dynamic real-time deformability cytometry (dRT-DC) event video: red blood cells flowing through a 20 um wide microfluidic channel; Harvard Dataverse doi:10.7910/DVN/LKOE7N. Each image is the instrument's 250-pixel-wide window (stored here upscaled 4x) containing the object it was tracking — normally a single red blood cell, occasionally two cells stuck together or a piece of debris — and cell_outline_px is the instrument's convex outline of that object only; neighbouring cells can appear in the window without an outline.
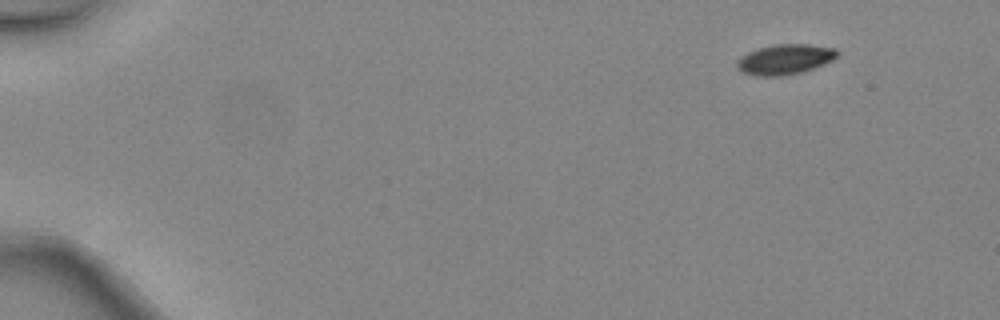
{"species": "common noctule bat (a hibernating species)", "species_latin": "Nyctalus noctula", "temperature_condition": "warm", "stored_images_in_passage": 3, "camera_frame_rate_fps": 3000, "um_per_image_px": 0.085, "animal": {"sex": "female", "body_mass_g": 24.6, "forearm_length_mm": 56.2}, "frame": {"image": 1, "passage_image": 1, "time_ms": 0.0, "image_size_px": [1000, 320], "cell_outline_px": [[840, 52], [832, 60], [824, 64], [804, 72], [784, 76], [756, 76], [744, 72], [736, 68], [736, 60], [740, 56], [748, 52], [772, 44], [808, 44], [836, 48]], "centroid_in_image_um": [66.72, 5.05], "position_along_channel_um": 18.3, "area_um2": 17.86}}
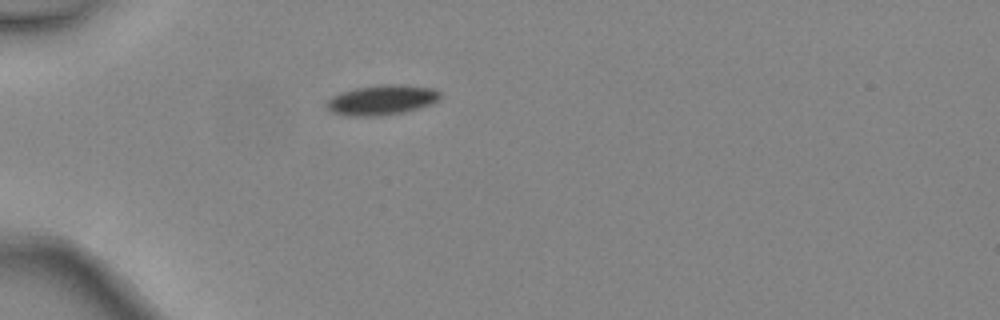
{"frame": {"image": 2, "passage_image": 3, "time_ms": 0.667, "image_size_px": [1000, 320], "cell_outline_px": [[440, 96], [432, 104], [404, 112], [380, 116], [348, 116], [332, 112], [324, 104], [332, 96], [340, 92], [356, 88], [384, 84], [400, 84], [436, 88], [440, 92]], "centroid_in_image_um": [32.45, 8.49], "position_along_channel_um": 52.6, "area_um2": 19.94}}